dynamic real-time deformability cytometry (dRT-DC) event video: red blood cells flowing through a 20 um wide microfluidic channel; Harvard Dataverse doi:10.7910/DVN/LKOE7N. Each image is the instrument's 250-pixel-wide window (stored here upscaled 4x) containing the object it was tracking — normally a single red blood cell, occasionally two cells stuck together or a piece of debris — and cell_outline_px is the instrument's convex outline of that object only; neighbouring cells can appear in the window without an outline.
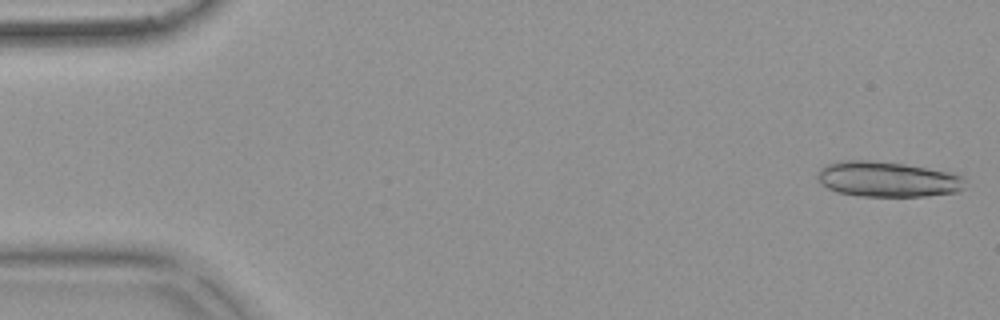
{"species": "common noctule bat (a hibernating species)", "species_latin": "Nyctalus noctula", "temperature_condition": "warm", "stored_images_in_passage": 22, "segment_of_instrument_passage": [1, 2], "camera_frame_rate_fps": 3000, "um_per_image_px": 0.085, "animal": {"sex": "female", "body_mass_g": 18.4}, "frame": {"image": 1, "passage_image": 1, "time_ms": 0.0, "image_size_px": [1000, 320], "cell_outline_px": [[964, 188], [956, 192], [928, 196], [856, 196], [836, 192], [820, 184], [816, 176], [816, 172], [824, 164], [836, 160], [868, 160], [948, 168], [960, 172], [964, 180]], "centroid_in_image_um": [75.49, 15.2], "position_along_channel_um": 9.5, "area_um2": 31.79}}
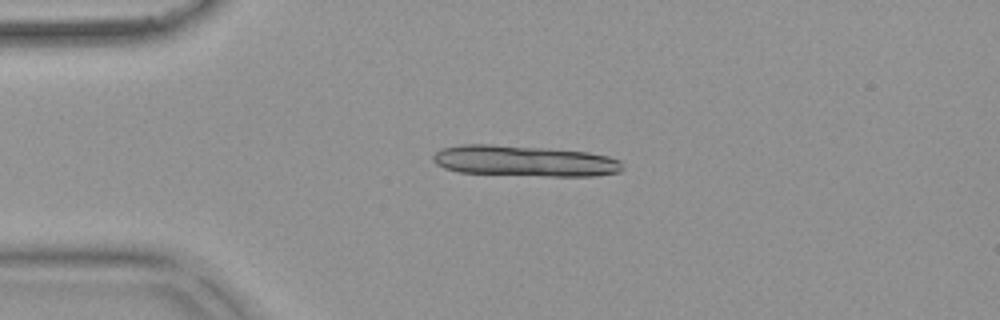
{"frame": {"image": 2, "passage_image": 12, "time_ms": 3.667, "image_size_px": [1000, 320], "cell_outline_px": [[624, 168], [620, 172], [592, 176], [544, 176], [460, 172], [444, 168], [436, 164], [432, 160], [432, 156], [440, 148], [460, 144], [492, 144], [544, 148], [588, 152], [608, 156], [620, 160], [624, 164]], "centroid_in_image_um": [44.57, 13.68], "position_along_channel_um": 40.4, "area_um2": 34.33}}